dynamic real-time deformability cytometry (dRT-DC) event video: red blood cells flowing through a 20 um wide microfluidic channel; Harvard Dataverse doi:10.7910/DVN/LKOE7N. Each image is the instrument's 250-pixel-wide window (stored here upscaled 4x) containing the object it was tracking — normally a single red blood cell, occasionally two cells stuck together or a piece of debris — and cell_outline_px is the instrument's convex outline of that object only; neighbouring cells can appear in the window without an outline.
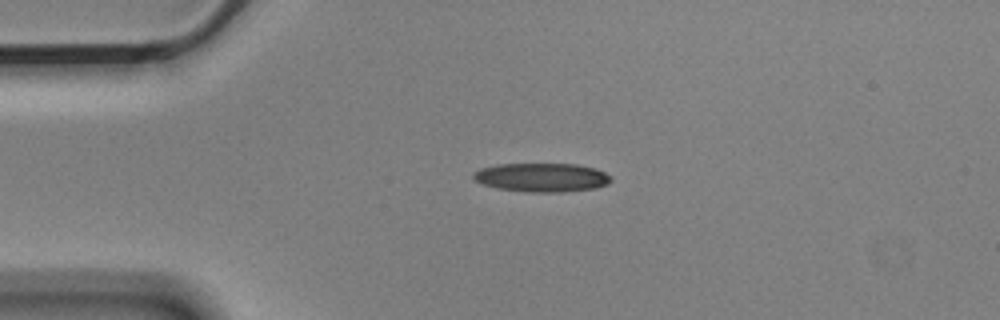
{"species": "Egyptian fruit bat (a non-hibernating species)", "species_latin": "Rousettus aegyptiacus", "temperature_condition": "cold", "stored_images_in_passage": 2, "camera_frame_rate_fps": 3000, "um_per_image_px": 0.085, "animal": {"sex": "male"}, "frame": {"image": 1, "passage_image": 1, "time_ms": 0.0, "image_size_px": [1000, 320], "cell_outline_px": [[612, 180], [608, 184], [596, 188], [564, 192], [528, 192], [496, 188], [484, 184], [476, 180], [472, 176], [472, 172], [480, 168], [496, 164], [576, 164], [596, 168], [612, 176]], "centroid_in_image_um": [46.07, 15.08], "position_along_channel_um": 38.9, "area_um2": 23.29}}